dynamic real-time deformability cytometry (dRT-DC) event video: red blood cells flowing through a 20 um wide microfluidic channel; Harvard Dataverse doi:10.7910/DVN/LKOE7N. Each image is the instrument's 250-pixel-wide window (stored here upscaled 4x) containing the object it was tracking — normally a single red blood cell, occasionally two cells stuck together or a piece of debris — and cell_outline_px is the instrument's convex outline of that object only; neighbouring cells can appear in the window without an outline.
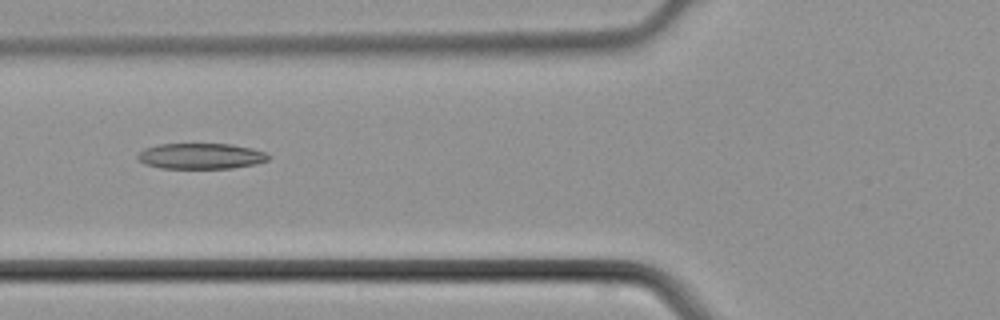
{"species": "common noctule bat (a hibernating species)", "species_latin": "Nyctalus noctula", "temperature_condition": "cold", "stored_images_in_passage": 5, "camera_frame_rate_fps": 3000, "um_per_image_px": 0.085, "animal": {"sex": "male", "body_mass_g": 21.5, "forearm_length_mm": 52.0}, "frame": {"image": 1, "passage_image": 5, "time_ms": 1.333, "image_size_px": [1000, 320], "cell_outline_px": [[272, 156], [268, 160], [256, 164], [232, 168], [160, 168], [144, 164], [136, 156], [144, 148], [160, 144], [232, 144], [252, 148], [264, 152]], "centroid_in_image_um": [17.09, 13.27], "position_along_channel_um": 108.7, "area_um2": 19.65}}